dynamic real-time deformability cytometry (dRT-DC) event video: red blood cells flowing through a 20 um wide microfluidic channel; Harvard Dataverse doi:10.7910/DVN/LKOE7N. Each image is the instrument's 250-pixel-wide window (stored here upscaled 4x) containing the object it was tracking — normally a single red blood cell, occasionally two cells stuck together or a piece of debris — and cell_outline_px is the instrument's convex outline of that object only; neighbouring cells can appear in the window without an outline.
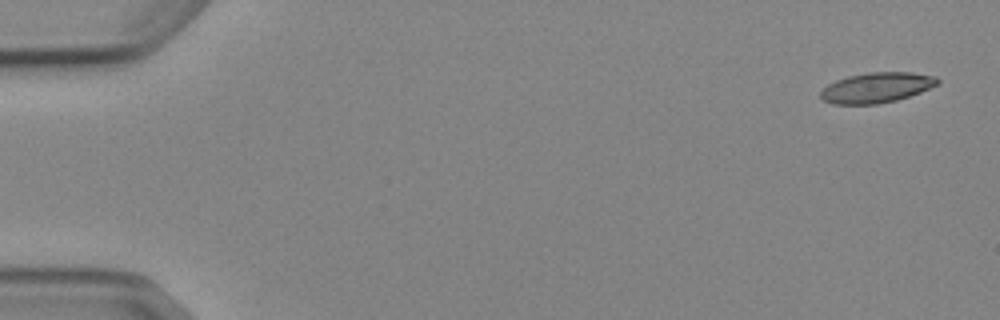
{"species": "Egyptian fruit bat (a non-hibernating species)", "species_latin": "Rousettus aegyptiacus", "temperature_condition": "cold", "stored_images_in_passage": 6, "segment_of_instrument_passage": [1, 2], "camera_frame_rate_fps": 3000, "um_per_image_px": 0.085, "animal": {"sex": "female"}, "frame": {"image": 1, "passage_image": 1, "time_ms": 0.0, "image_size_px": [1000, 320], "cell_outline_px": [[940, 84], [920, 92], [896, 100], [876, 104], [832, 104], [824, 100], [820, 96], [820, 92], [828, 84], [836, 80], [848, 76], [868, 72], [912, 72], [936, 76], [940, 80]], "centroid_in_image_um": [74.53, 7.44], "position_along_channel_um": 10.5, "area_um2": 20.63}}
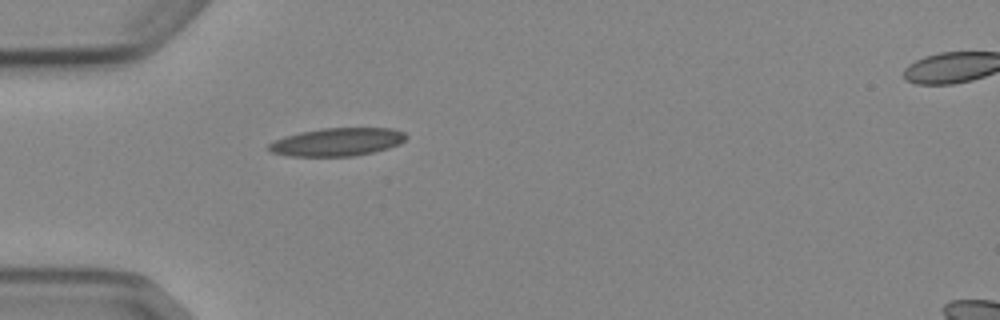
{"frame": {"image": 2, "passage_image": 5, "time_ms": 4.667, "image_size_px": [1000, 320], "cell_outline_px": [[404, 140], [400, 144], [388, 148], [372, 152], [352, 156], [288, 156], [272, 152], [268, 148], [268, 144], [272, 140], [284, 136], [300, 132], [320, 128], [392, 128], [404, 132]], "centroid_in_image_um": [28.61, 12.06], "position_along_channel_um": 56.4, "area_um2": 22.43}}